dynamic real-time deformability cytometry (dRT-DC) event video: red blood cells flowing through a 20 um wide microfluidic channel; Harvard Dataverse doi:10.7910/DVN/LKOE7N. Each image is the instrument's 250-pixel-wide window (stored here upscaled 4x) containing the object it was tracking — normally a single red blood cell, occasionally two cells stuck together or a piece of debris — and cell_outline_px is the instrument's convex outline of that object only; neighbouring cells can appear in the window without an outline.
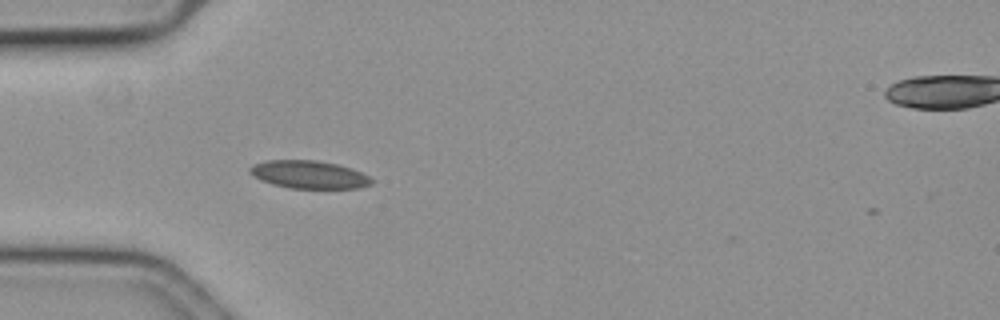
{"species": "common noctule bat (a hibernating species)", "species_latin": "Nyctalus noctula", "temperature_condition": "cold", "stored_images_in_passage": 2, "camera_frame_rate_fps": 3000, "um_per_image_px": 0.085, "animal": {"sex": "female", "body_mass_g": 19.3, "forearm_length_mm": 54.1}, "frame": {"image": 1, "passage_image": 1, "time_ms": 0.0, "image_size_px": [1000, 320], "cell_outline_px": [[376, 180], [372, 184], [360, 188], [288, 188], [272, 184], [260, 180], [252, 176], [248, 172], [248, 168], [252, 164], [268, 160], [316, 160], [336, 164], [360, 172]], "centroid_in_image_um": [26.22, 14.84], "position_along_channel_um": 58.8, "area_um2": 19.88}}